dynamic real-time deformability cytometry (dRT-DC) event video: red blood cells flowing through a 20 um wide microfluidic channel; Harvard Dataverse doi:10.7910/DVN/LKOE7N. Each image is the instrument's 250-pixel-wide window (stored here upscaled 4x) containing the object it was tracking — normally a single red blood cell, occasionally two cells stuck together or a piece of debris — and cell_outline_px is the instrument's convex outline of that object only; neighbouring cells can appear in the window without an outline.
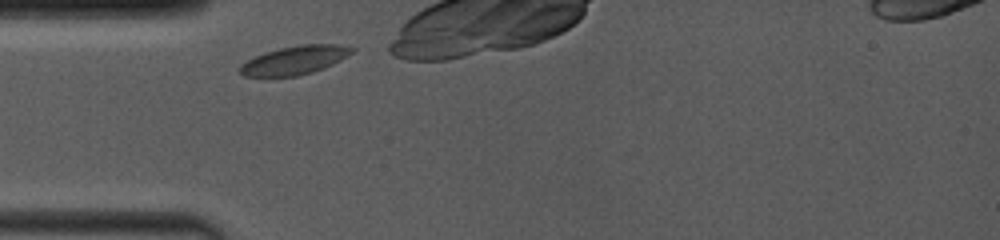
{"species": "common noctule bat (a hibernating species)", "species_latin": "Nyctalus noctula", "temperature_condition": "room temperature", "stored_images_in_passage": 6, "camera_frame_rate_fps": 4000, "um_per_image_px": 0.085, "animal": {"sex": "female", "body_mass_g": 19.0, "forearm_length_mm": 53.3}, "frame": {"image": 1, "passage_image": 1, "time_ms": 0.0, "image_size_px": [1000, 240], "cell_outline_px": [[356, 48], [348, 56], [324, 68], [312, 72], [296, 76], [244, 76], [240, 72], [240, 64], [264, 52], [280, 48], [304, 44], [332, 44]], "centroid_in_image_um": [25.05, 5.11], "position_along_channel_um": 59.9, "area_um2": 18.38}}